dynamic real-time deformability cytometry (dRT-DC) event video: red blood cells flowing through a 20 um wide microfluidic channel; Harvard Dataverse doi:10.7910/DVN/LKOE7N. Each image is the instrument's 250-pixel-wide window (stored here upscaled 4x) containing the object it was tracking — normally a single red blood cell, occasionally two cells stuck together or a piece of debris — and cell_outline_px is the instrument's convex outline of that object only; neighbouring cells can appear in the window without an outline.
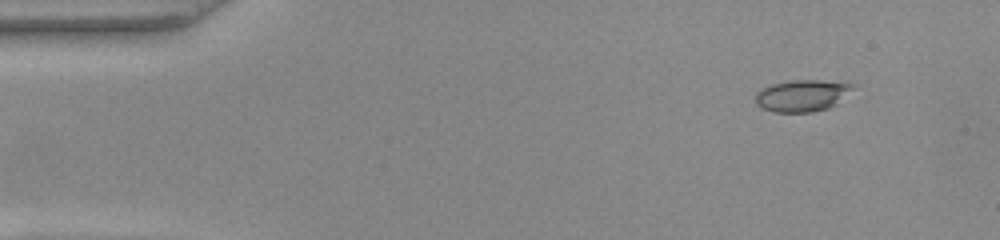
{"species": "common noctule bat (a hibernating species)", "species_latin": "Nyctalus noctula", "temperature_condition": "warm", "stored_images_in_passage": 50, "camera_frame_rate_fps": 3000, "um_per_image_px": 0.085, "animal": {"sex": "female", "body_mass_g": 22.0, "forearm_length_mm": 56.7}, "frame": {"image": 1, "passage_image": 5, "time_ms": 1.333, "image_size_px": [1000, 240], "cell_outline_px": [[856, 84], [836, 104], [828, 108], [812, 112], [772, 112], [756, 104], [756, 92], [772, 84], [792, 80], [820, 80]], "centroid_in_image_um": [68.16, 8.13], "position_along_channel_um": 16.8, "area_um2": 17.74}}
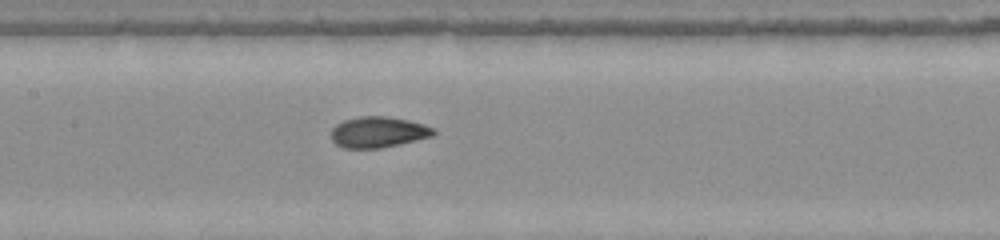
{"frame": {"image": 2, "passage_image": 24, "time_ms": 7.667, "image_size_px": [1000, 240], "cell_outline_px": [[436, 132], [432, 136], [400, 144], [380, 148], [344, 148], [336, 144], [332, 140], [332, 128], [336, 124], [344, 120], [360, 116], [388, 116], [408, 120], [424, 124], [432, 128]], "centroid_in_image_um": [32.14, 11.22], "position_along_channel_um": 175.3, "area_um2": 18.38}}
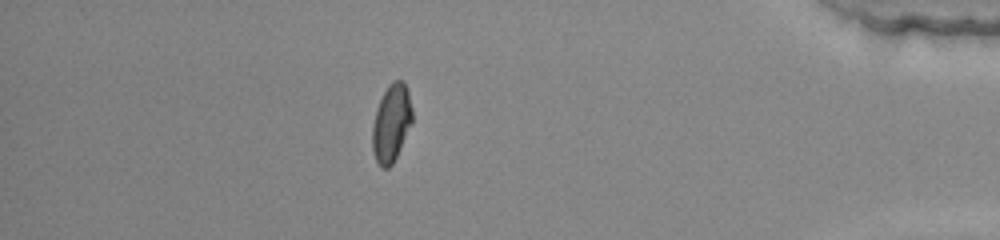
{"frame": {"image": 3, "passage_image": 44, "time_ms": 14.333, "image_size_px": [1000, 240], "cell_outline_px": [[412, 124], [392, 164], [388, 168], [380, 168], [376, 160], [372, 148], [372, 124], [376, 108], [388, 84], [392, 80], [404, 80], [408, 88], [412, 108]], "centroid_in_image_um": [33.27, 10.43], "position_along_channel_um": 401.9, "area_um2": 18.26}, "authors_computed_cell_mechanics": {"area_um2": 18.207, "velocity_mm_per_s": 4.0678, "shape_relaxation_time_tau1_ms": 4.5267, "shape_relaxation_time_tau2_ms": 0.8239, "deformation_change_tau1": 0.1632, "deformation_change_tau2": 0.0451}}